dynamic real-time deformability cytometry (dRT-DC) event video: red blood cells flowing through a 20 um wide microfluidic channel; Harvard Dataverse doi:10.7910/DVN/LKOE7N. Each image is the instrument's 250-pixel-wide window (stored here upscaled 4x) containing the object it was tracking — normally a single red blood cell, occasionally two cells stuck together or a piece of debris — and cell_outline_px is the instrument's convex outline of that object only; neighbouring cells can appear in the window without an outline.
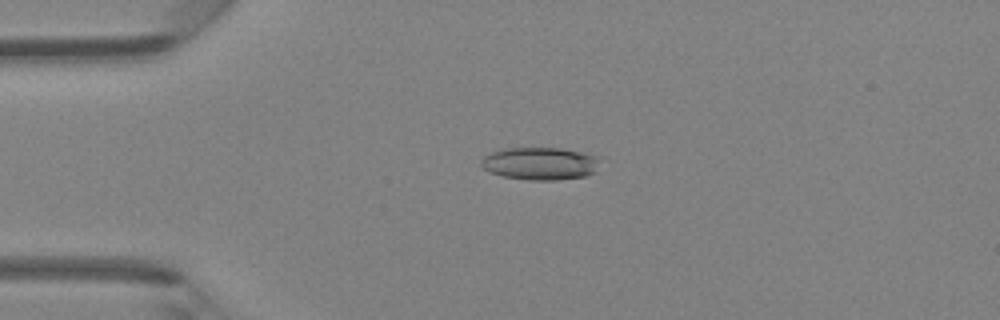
{"species": "Egyptian fruit bat (a non-hibernating species)", "species_latin": "Rousettus aegyptiacus", "temperature_condition": "room temperature", "stored_images_in_passage": 37, "camera_frame_rate_fps": 3000, "um_per_image_px": 0.085, "animal": {"sex": "female"}, "frame": {"image": 1, "passage_image": 1, "time_ms": 0.0, "image_size_px": [1000, 320], "cell_outline_px": [[596, 172], [584, 176], [556, 180], [528, 180], [500, 176], [488, 172], [480, 164], [480, 160], [488, 152], [504, 148], [560, 148], [584, 152], [596, 156]], "centroid_in_image_um": [45.83, 13.9], "position_along_channel_um": 39.2, "area_um2": 22.72}}
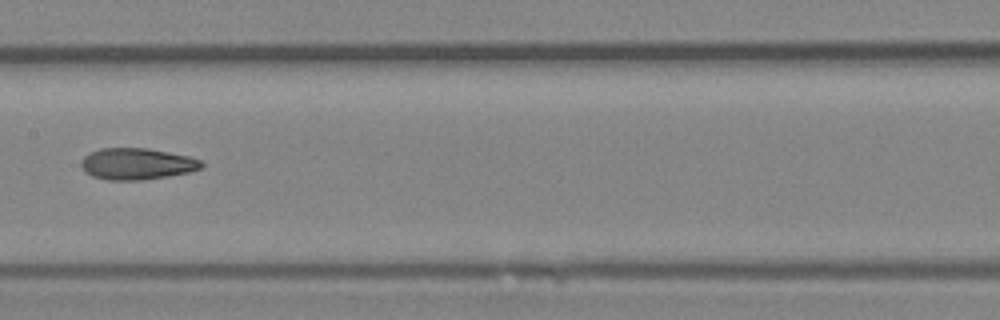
{"frame": {"image": 2, "passage_image": 14, "time_ms": 4.333, "image_size_px": [1000, 320], "cell_outline_px": [[204, 168], [188, 172], [168, 176], [144, 180], [108, 180], [92, 176], [84, 172], [80, 164], [80, 160], [88, 152], [100, 148], [148, 148], [188, 156], [200, 160], [204, 164]], "centroid_in_image_um": [11.6, 13.93], "position_along_channel_um": 195.8, "area_um2": 22.31}}
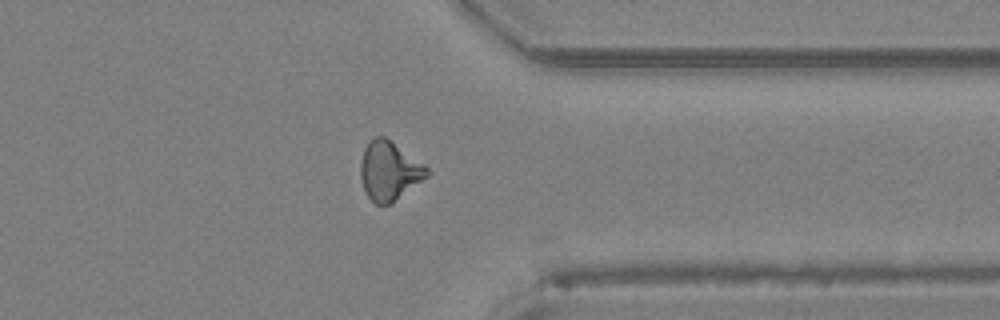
{"frame": {"image": 3, "passage_image": 27, "time_ms": 8.667, "image_size_px": [1000, 320], "cell_outline_px": [[432, 172], [428, 176], [392, 204], [376, 204], [364, 192], [360, 176], [360, 164], [364, 148], [368, 140], [376, 136], [384, 136], [424, 164]], "centroid_in_image_um": [33.08, 14.53], "position_along_channel_um": 378.3, "area_um2": 22.95}, "authors_computed_cell_mechanics": {"area_um2": 22.1952, "velocity_mm_per_s": 4.3261, "shape_relaxation_time_tau1_ms": 7.2586, "shape_relaxation_time_tau2_ms": 1.9107, "deformation_change_tau1": 0.2119, "deformation_change_tau2": 0.0895}}